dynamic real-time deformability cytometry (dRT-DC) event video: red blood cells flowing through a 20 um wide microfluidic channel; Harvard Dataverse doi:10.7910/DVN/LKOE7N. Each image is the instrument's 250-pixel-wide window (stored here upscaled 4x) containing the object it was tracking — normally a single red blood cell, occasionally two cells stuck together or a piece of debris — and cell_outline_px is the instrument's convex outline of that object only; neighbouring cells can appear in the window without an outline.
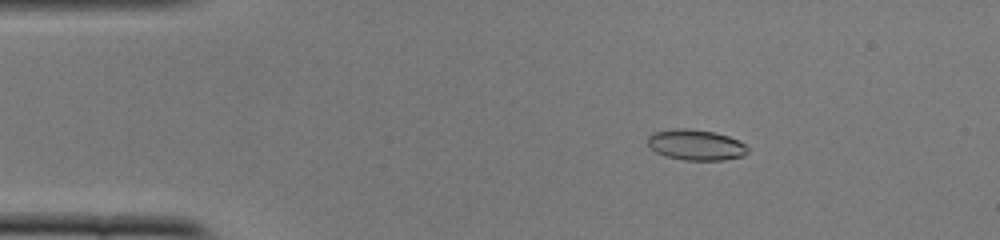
{"species": "common noctule bat (a hibernating species)", "species_latin": "Nyctalus noctula", "temperature_condition": "cold", "stored_images_in_passage": 52, "camera_frame_rate_fps": 3000, "um_per_image_px": 0.085, "animal": {"sex": "female", "body_mass_g": 22.0, "forearm_length_mm": 56.7}, "frame": {"image": 1, "passage_image": 9, "time_ms": 2.667, "image_size_px": [1000, 240], "cell_outline_px": [[748, 152], [740, 156], [724, 160], [684, 160], [664, 156], [648, 148], [648, 136], [656, 132], [676, 128], [688, 128], [712, 132], [728, 136], [744, 144], [748, 148]], "centroid_in_image_um": [59.1, 12.32], "position_along_channel_um": 25.9, "area_um2": 17.74}}
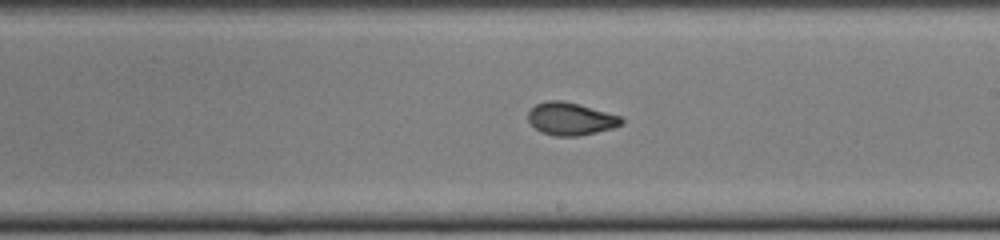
{"frame": {"image": 2, "passage_image": 30, "time_ms": 9.667, "image_size_px": [1000, 240], "cell_outline_px": [[624, 124], [612, 128], [596, 132], [576, 136], [556, 136], [540, 132], [528, 120], [528, 112], [536, 104], [548, 100], [560, 100], [576, 104], [620, 116], [624, 120]], "centroid_in_image_um": [48.49, 10.11], "position_along_channel_um": 240.5, "area_um2": 17.46}}
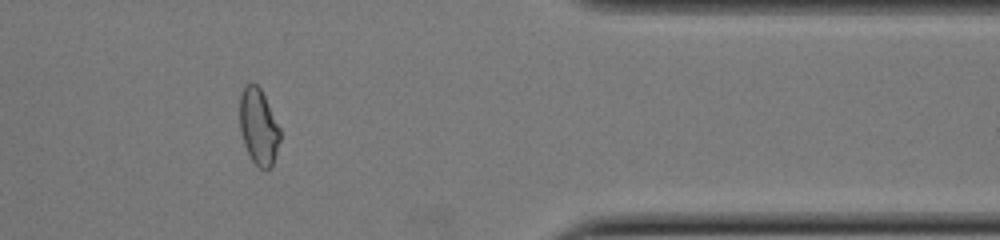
{"frame": {"image": 3, "passage_image": 43, "time_ms": 14.0, "image_size_px": [1000, 240], "cell_outline_px": [[280, 140], [272, 164], [268, 168], [260, 168], [252, 160], [244, 144], [240, 128], [240, 96], [244, 88], [252, 80], [260, 88], [280, 128]], "centroid_in_image_um": [21.97, 10.74], "position_along_channel_um": 389.4, "area_um2": 17.51}, "authors_computed_cell_mechanics": {"area_um2": 17.7735, "velocity_mm_per_s": 3.931, "shape_relaxation_time_tau1_ms": 8.0039, "shape_relaxation_time_tau2_ms": 1.1759, "deformation_change_tau1": 0.2198, "deformation_change_tau2": 0.0539}}